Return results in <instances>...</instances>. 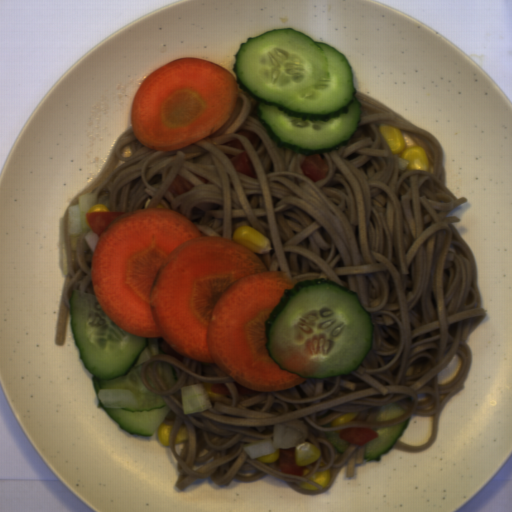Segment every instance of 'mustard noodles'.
<instances>
[{"mask_svg":"<svg viewBox=\"0 0 512 512\" xmlns=\"http://www.w3.org/2000/svg\"><path fill=\"white\" fill-rule=\"evenodd\" d=\"M361 105L357 132L346 147L319 153L328 172L319 181L306 176L299 152L280 148L252 110L258 100L238 87L231 115L211 135L183 149L155 151L142 145L132 127L115 143L106 163L61 215L60 268L65 282L55 346L66 342L73 290L94 294L92 250L84 233L67 231L71 205L86 193L110 212L167 208L191 219L202 235L233 240L249 226L269 239L257 254L267 269L285 271L297 283L333 280L360 298L372 319V343L350 375L307 378L290 389L250 390L222 373L213 362L183 357L162 338L158 351L140 365V381L170 408L174 420L169 450L177 459L175 487L199 479L228 486L254 482L268 474L301 494L329 489L346 466L353 477L364 463L365 445L350 444L341 453L327 432L346 428L396 426L413 415L432 417L423 444L396 441L405 452H423L438 439L440 416L465 388L473 355L469 340L485 316L475 254L448 217L467 199L446 185L442 145L417 126L356 88ZM402 129L410 145L423 147L431 165L410 169L391 152L381 123ZM246 152L258 177L237 173L229 158ZM182 175L195 184L179 197L167 193ZM157 364L172 365L177 382L167 387ZM202 384L213 407L184 413L181 387ZM397 404L401 417L377 421ZM357 416L332 425L343 413ZM163 420V421H164ZM299 430L300 441L316 445L320 457L301 475L280 471L277 461L250 459L244 445L270 437L274 425ZM177 426L189 440L173 445ZM330 472L328 486L309 478ZM308 482L319 490L302 489Z\"/></svg>","mask_w":512,"mask_h":512,"instance_id":"mustard-noodles-1","label":"mustard noodles"}]
</instances>
